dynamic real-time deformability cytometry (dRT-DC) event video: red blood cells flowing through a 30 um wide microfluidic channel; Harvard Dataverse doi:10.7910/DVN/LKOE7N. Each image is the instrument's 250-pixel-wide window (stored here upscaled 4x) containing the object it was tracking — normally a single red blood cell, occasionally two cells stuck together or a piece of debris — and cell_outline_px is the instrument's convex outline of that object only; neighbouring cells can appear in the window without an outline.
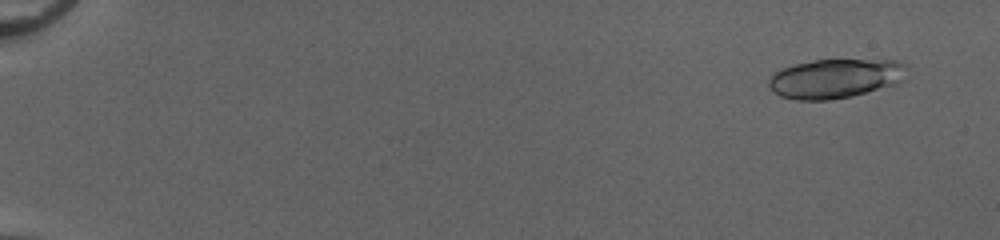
{"species": "common noctule bat (a hibernating species)", "species_latin": "Nyctalus noctula", "temperature_condition": "cold", "stored_images_in_passage": 52, "camera_frame_rate_fps": 3000, "um_per_image_px": 0.085, "animal": {"sex": "female", "body_mass_g": 20.0, "forearm_length_mm": 54.0}, "frame": {"image": 1, "passage_image": 4, "time_ms": 1.0, "image_size_px": [1000, 240], "cell_outline_px": [[908, 64], [904, 80], [896, 84], [852, 96], [828, 100], [796, 100], [780, 96], [772, 92], [768, 84], [768, 80], [780, 68], [792, 64], [816, 60], [896, 60]], "centroid_in_image_um": [71.0, 6.67], "position_along_channel_um": 14.0, "area_um2": 31.91}}
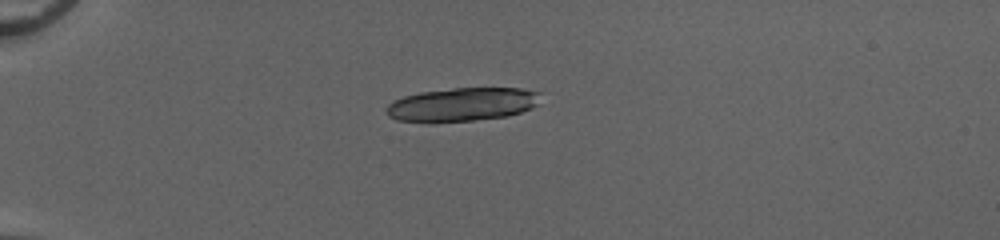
{"frame": {"image": 2, "passage_image": 16, "time_ms": 5.0, "image_size_px": [1000, 240], "cell_outline_px": [[540, 104], [532, 108], [508, 116], [472, 120], [428, 124], [396, 120], [388, 116], [384, 108], [392, 100], [404, 96], [420, 92], [452, 88], [520, 88], [540, 92]], "centroid_in_image_um": [39.23, 8.9], "position_along_channel_um": 45.8, "area_um2": 30.87}}